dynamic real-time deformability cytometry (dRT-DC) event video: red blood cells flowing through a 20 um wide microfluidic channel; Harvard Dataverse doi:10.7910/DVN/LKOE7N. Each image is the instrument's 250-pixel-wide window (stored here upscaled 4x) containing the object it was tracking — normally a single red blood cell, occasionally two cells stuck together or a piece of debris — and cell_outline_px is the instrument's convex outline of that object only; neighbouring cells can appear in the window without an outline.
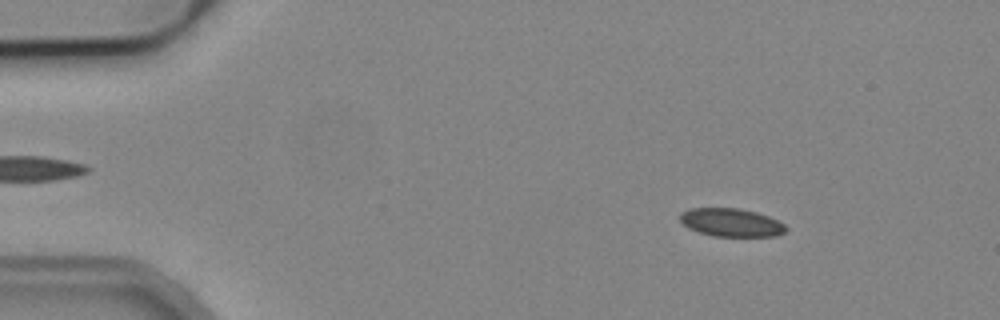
{"species": "common noctule bat (a hibernating species)", "species_latin": "Nyctalus noctula", "temperature_condition": "cold", "stored_images_in_passage": 6, "camera_frame_rate_fps": 3000, "um_per_image_px": 0.085, "animal": {"sex": "male", "body_mass_g": 19.2, "forearm_length_mm": 51.8}, "frame": {"image": 1, "passage_image": 1, "time_ms": 0.0, "image_size_px": [1000, 320], "cell_outline_px": [[788, 228], [784, 232], [776, 236], [712, 236], [688, 228], [680, 220], [680, 212], [688, 208], [740, 208], [756, 212], [768, 216], [784, 224]], "centroid_in_image_um": [62.13, 18.9], "position_along_channel_um": 22.9, "area_um2": 17.4}}
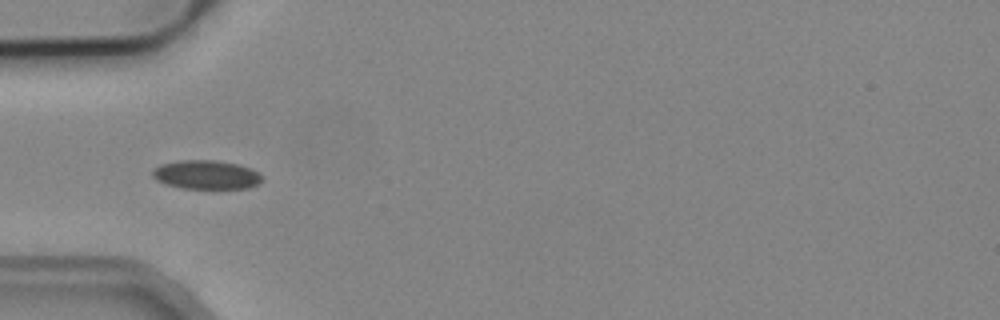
{"frame": {"image": 2, "passage_image": 3, "time_ms": 3.333, "image_size_px": [1000, 320], "cell_outline_px": [[264, 176], [256, 184], [248, 188], [180, 188], [164, 184], [156, 180], [152, 176], [152, 168], [160, 164], [180, 160], [216, 160], [236, 164], [252, 168]], "centroid_in_image_um": [17.49, 14.84], "position_along_channel_um": 67.5, "area_um2": 18.55}}